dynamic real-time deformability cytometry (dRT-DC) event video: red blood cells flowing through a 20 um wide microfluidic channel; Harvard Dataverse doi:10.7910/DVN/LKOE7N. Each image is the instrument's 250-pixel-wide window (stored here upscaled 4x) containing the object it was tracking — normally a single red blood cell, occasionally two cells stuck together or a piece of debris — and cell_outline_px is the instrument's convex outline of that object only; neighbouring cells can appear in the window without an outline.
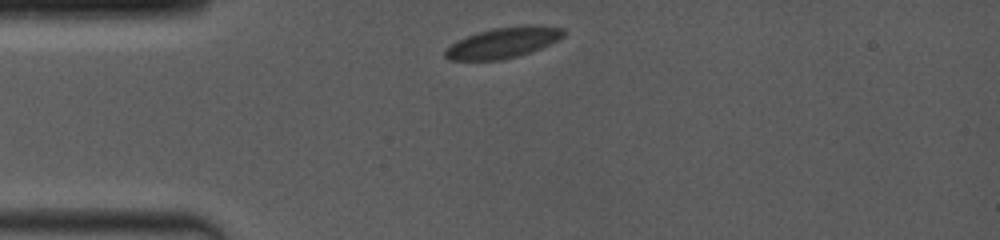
{"species": "common noctule bat (a hibernating species)", "species_latin": "Nyctalus noctula", "temperature_condition": "room temperature", "stored_images_in_passage": 35, "camera_frame_rate_fps": 4000, "um_per_image_px": 0.085, "animal": {"sex": "female", "body_mass_g": 19.0, "forearm_length_mm": 53.3}, "frame": {"image": 1, "passage_image": 1, "time_ms": 0.0, "image_size_px": [1000, 240], "cell_outline_px": [[564, 36], [540, 48], [516, 56], [500, 60], [448, 60], [444, 56], [444, 52], [452, 44], [468, 36], [492, 28], [524, 24], [536, 24], [564, 28]], "centroid_in_image_um": [42.79, 3.61], "position_along_channel_um": 42.2, "area_um2": 20.92}}
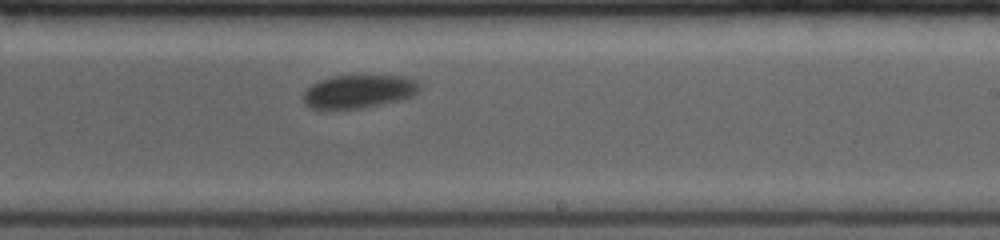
{"frame": {"image": 2, "passage_image": 20, "time_ms": 6.25, "image_size_px": [1000, 240], "cell_outline_px": [[420, 92], [412, 96], [400, 100], [360, 108], [312, 108], [304, 104], [304, 92], [312, 84], [320, 80], [336, 76], [404, 76], [416, 80], [420, 84]], "centroid_in_image_um": [30.54, 7.76], "position_along_channel_um": 258.5, "area_um2": 22.25}}
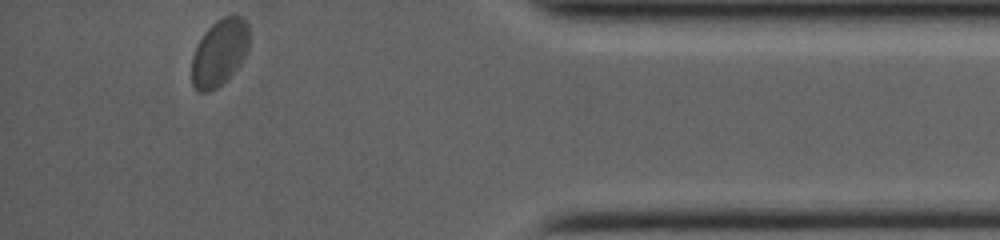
{"frame": {"image": 3, "passage_image": 35, "time_ms": 11.0, "image_size_px": [1000, 240], "cell_outline_px": [[248, 52], [240, 64], [216, 88], [208, 92], [196, 92], [192, 84], [192, 56], [200, 40], [208, 28], [216, 20], [224, 16], [236, 12], [248, 24]], "centroid_in_image_um": [18.66, 4.44], "position_along_channel_um": 416.5, "area_um2": 22.31}}